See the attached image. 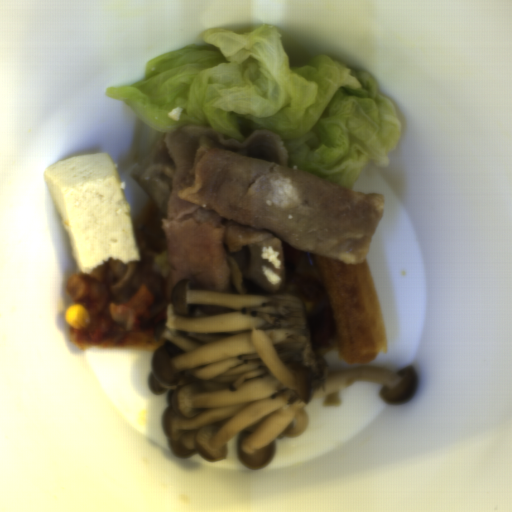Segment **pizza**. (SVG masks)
Listing matches in <instances>:
<instances>
[{
	"mask_svg": "<svg viewBox=\"0 0 512 512\" xmlns=\"http://www.w3.org/2000/svg\"><path fill=\"white\" fill-rule=\"evenodd\" d=\"M165 219L166 214L149 195L132 220L139 261L123 263L108 259L90 273L80 270L76 274L102 282L109 299L115 303L133 298L145 286L154 295V302L144 322L136 330L108 332L100 340H89L84 327L75 329L69 325L72 345L81 349L138 347L156 350L162 344L155 336V327L165 319L175 287L171 273L163 278L154 269L156 258L167 249L162 228Z\"/></svg>",
	"mask_w": 512,
	"mask_h": 512,
	"instance_id": "d2c48207",
	"label": "pizza"
},
{
	"mask_svg": "<svg viewBox=\"0 0 512 512\" xmlns=\"http://www.w3.org/2000/svg\"><path fill=\"white\" fill-rule=\"evenodd\" d=\"M284 279L305 275L325 290L331 306L334 337L317 348L322 355L334 350L347 363H369L385 353L382 310L368 260L344 264L299 251L282 240Z\"/></svg>",
	"mask_w": 512,
	"mask_h": 512,
	"instance_id": "dd6c1bee",
	"label": "pizza"
},
{
	"mask_svg": "<svg viewBox=\"0 0 512 512\" xmlns=\"http://www.w3.org/2000/svg\"><path fill=\"white\" fill-rule=\"evenodd\" d=\"M245 293L273 294L264 290L255 280H246L244 283Z\"/></svg>",
	"mask_w": 512,
	"mask_h": 512,
	"instance_id": "a15fb73a",
	"label": "pizza"
}]
</instances>
